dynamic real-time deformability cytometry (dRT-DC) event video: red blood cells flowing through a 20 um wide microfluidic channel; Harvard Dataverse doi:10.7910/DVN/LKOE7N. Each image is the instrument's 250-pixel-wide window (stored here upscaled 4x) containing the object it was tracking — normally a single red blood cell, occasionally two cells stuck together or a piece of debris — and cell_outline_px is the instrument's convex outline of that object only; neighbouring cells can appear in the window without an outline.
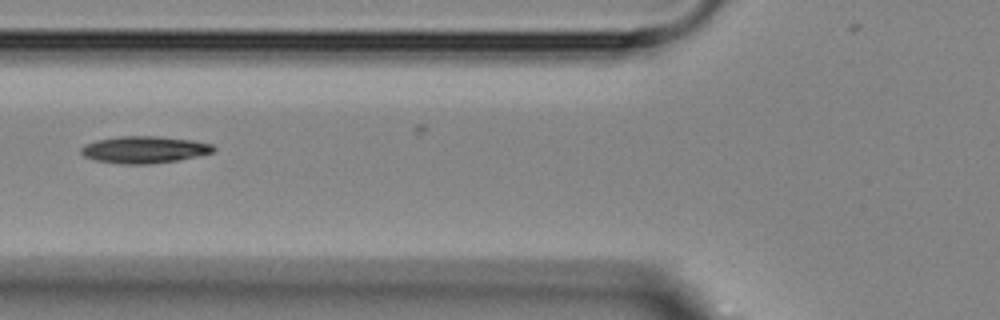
{"species": "Egyptian fruit bat (a non-hibernating species)", "species_latin": "Rousettus aegyptiacus", "temperature_condition": "room temperature", "stored_images_in_passage": 9, "camera_frame_rate_fps": 3000, "um_per_image_px": 0.085, "animal": {"sex": "female"}, "frame": {"image": 1, "passage_image": 6, "time_ms": 5.667, "image_size_px": [1000, 320], "cell_outline_px": [[216, 148], [212, 152], [196, 156], [176, 160], [148, 164], [120, 164], [96, 160], [84, 156], [80, 152], [80, 148], [84, 144], [96, 140], [120, 136], [156, 136], [192, 140], [212, 144]], "centroid_in_image_um": [12.22, 12.71], "position_along_channel_um": 113.6, "area_um2": 20.69}}
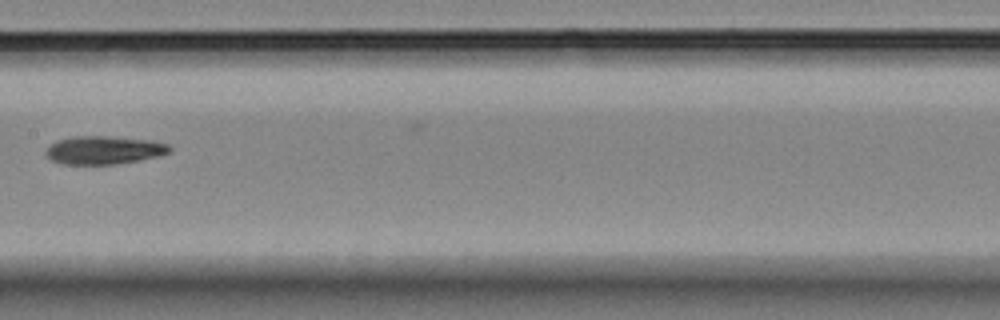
{"frame": {"image": 2, "passage_image": 8, "time_ms": 8.0, "image_size_px": [1000, 320], "cell_outline_px": [[172, 152], [160, 156], [116, 164], [64, 164], [52, 160], [44, 152], [56, 140], [72, 136], [108, 136], [152, 140], [168, 144], [172, 148]], "centroid_in_image_um": [8.88, 12.75], "position_along_channel_um": 198.5, "area_um2": 20.4}}
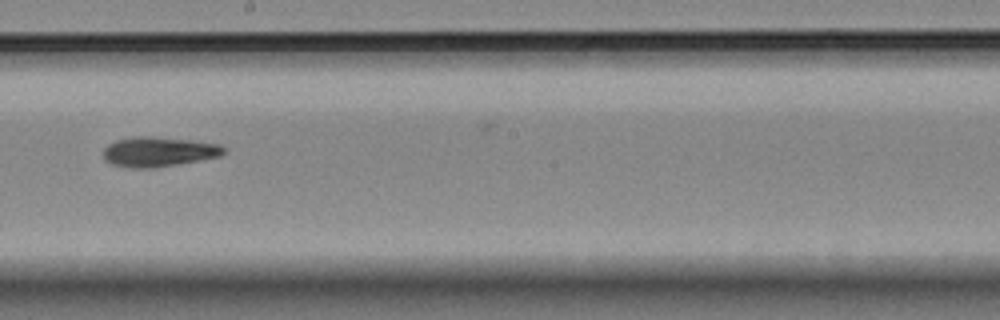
{"frame": {"image": 3, "passage_image": 9, "time_ms": 9.0, "image_size_px": [1000, 320], "cell_outline_px": [[224, 152], [220, 156], [200, 160], [156, 168], [132, 168], [112, 164], [104, 160], [104, 148], [108, 144], [116, 140], [132, 136], [148, 136], [192, 140], [220, 144], [224, 148]], "centroid_in_image_um": [13.46, 12.9], "position_along_channel_um": 234.7, "area_um2": 20.98}}